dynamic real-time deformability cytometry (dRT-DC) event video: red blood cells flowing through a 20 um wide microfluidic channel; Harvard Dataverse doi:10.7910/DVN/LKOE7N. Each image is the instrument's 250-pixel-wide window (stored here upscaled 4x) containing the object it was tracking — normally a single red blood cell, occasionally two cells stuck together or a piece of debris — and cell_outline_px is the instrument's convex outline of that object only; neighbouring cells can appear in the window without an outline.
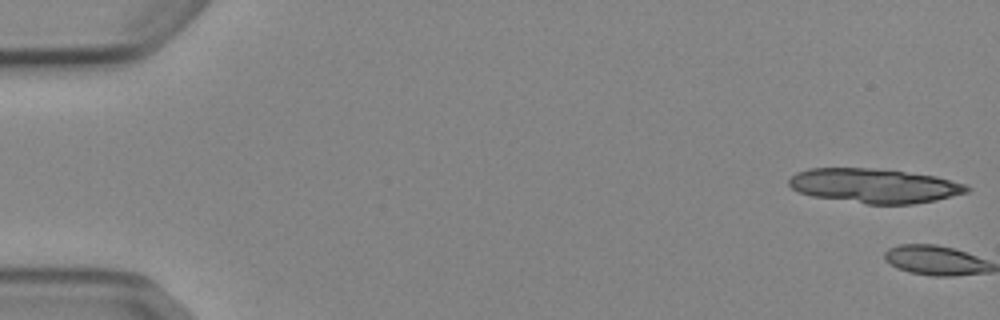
{"species": "Egyptian fruit bat (a non-hibernating species)", "species_latin": "Rousettus aegyptiacus", "temperature_condition": "cold", "stored_images_in_passage": 2, "camera_frame_rate_fps": 3000, "um_per_image_px": 0.085, "animal": {"sex": "female"}, "frame": {"image": 1, "passage_image": 1, "time_ms": 0.0, "image_size_px": [1000, 320], "cell_outline_px": [[972, 188], [968, 192], [936, 200], [912, 204], [868, 204], [812, 196], [800, 192], [792, 188], [788, 184], [788, 180], [796, 172], [808, 168], [868, 168], [904, 172], [936, 176], [968, 184]], "centroid_in_image_um": [74.34, 15.79], "position_along_channel_um": 10.7, "area_um2": 35.6}}